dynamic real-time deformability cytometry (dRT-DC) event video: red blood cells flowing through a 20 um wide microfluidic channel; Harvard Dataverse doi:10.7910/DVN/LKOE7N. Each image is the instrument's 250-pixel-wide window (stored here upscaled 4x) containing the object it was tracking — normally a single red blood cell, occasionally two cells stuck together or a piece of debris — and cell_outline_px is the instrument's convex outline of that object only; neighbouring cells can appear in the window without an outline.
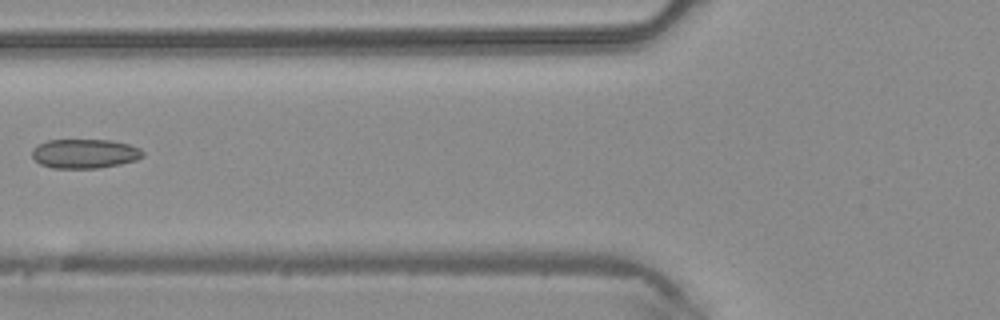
{"species": "common noctule bat (a hibernating species)", "species_latin": "Nyctalus noctula", "temperature_condition": "warm", "stored_images_in_passage": 6, "camera_frame_rate_fps": 3000, "um_per_image_px": 0.085, "animal": {"sex": "male", "body_mass_g": 20.4}, "frame": {"image": 1, "passage_image": 6, "time_ms": 1.667, "image_size_px": [1000, 320], "cell_outline_px": [[144, 156], [136, 160], [120, 164], [96, 168], [52, 168], [40, 164], [32, 156], [32, 148], [48, 140], [112, 140], [128, 144], [140, 148], [144, 152]], "centroid_in_image_um": [7.21, 13.06], "position_along_channel_um": 118.6, "area_um2": 18.9}}